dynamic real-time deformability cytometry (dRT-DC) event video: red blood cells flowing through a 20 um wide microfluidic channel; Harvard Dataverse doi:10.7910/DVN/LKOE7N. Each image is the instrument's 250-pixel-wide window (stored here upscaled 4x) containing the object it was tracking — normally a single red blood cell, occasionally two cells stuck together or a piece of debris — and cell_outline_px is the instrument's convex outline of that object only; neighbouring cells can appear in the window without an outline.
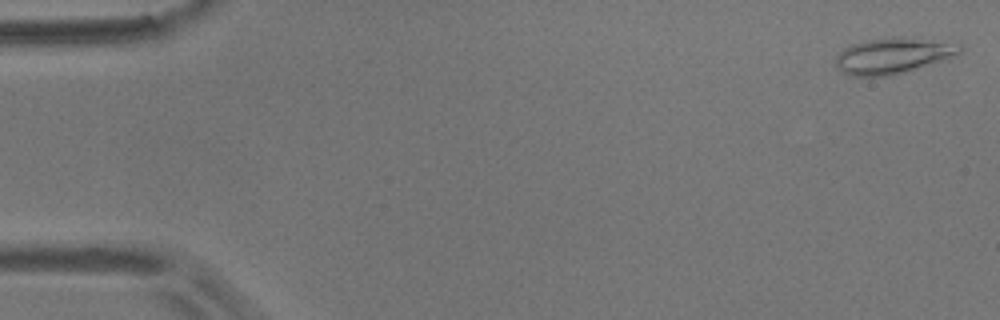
{"species": "common noctule bat (a hibernating species)", "species_latin": "Nyctalus noctula", "temperature_condition": "room temperature", "stored_images_in_passage": 58, "camera_frame_rate_fps": 3000, "um_per_image_px": 0.085, "animal": {"sex": "male", "body_mass_g": 17.9}, "frame": {"image": 1, "passage_image": 2, "time_ms": 0.333, "image_size_px": [1000, 320], "cell_outline_px": [[964, 48], [956, 56], [948, 60], [892, 76], [848, 76], [836, 64], [836, 56], [844, 48], [852, 44], [868, 40], [892, 36], [904, 36], [964, 44]], "centroid_in_image_um": [76.0, 4.73], "position_along_channel_um": 9.0, "area_um2": 26.53}}
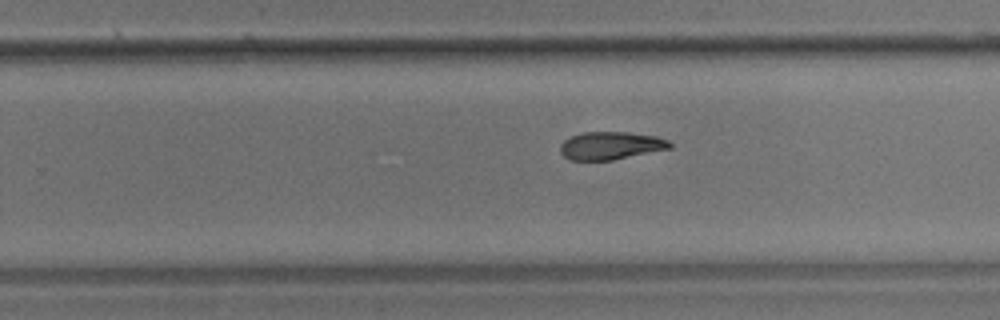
{"frame": {"image": 2, "passage_image": 36, "time_ms": 11.667, "image_size_px": [1000, 320], "cell_outline_px": [[672, 148], [612, 160], [568, 160], [560, 152], [560, 144], [564, 140], [572, 136], [584, 132], [628, 132], [656, 136], [668, 140], [672, 144]], "centroid_in_image_um": [51.91, 12.38], "position_along_channel_um": 277.9, "area_um2": 17.8}}
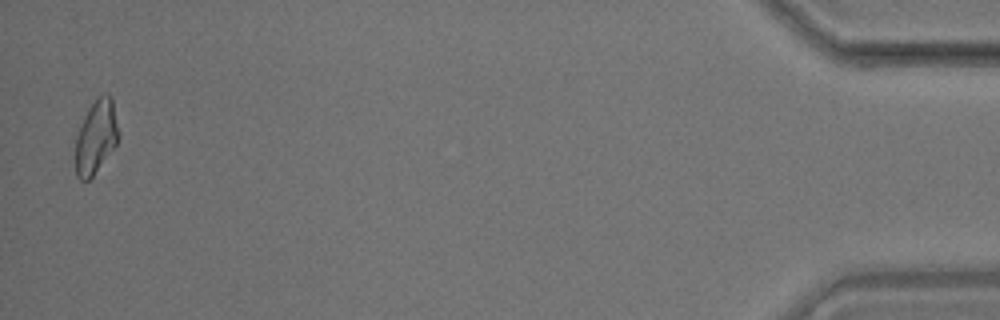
{"frame": {"image": 3, "passage_image": 56, "time_ms": 18.333, "image_size_px": [1000, 320], "cell_outline_px": [[120, 136], [116, 144], [92, 176], [88, 180], [80, 180], [76, 176], [76, 136], [84, 116], [88, 108], [100, 96], [108, 92], [112, 100], [120, 132]], "centroid_in_image_um": [8.17, 11.62], "position_along_channel_um": 427.0, "area_um2": 18.21}, "authors_computed_cell_mechanics": {"area_um2": 18.7272, "velocity_mm_per_s": 3.557, "shape_relaxation_time_tau1_ms": 8.9135, "shape_relaxation_time_tau2_ms": 5.624, "deformation_change_tau1": 0.2091, "deformation_change_tau2": 0.1243}}